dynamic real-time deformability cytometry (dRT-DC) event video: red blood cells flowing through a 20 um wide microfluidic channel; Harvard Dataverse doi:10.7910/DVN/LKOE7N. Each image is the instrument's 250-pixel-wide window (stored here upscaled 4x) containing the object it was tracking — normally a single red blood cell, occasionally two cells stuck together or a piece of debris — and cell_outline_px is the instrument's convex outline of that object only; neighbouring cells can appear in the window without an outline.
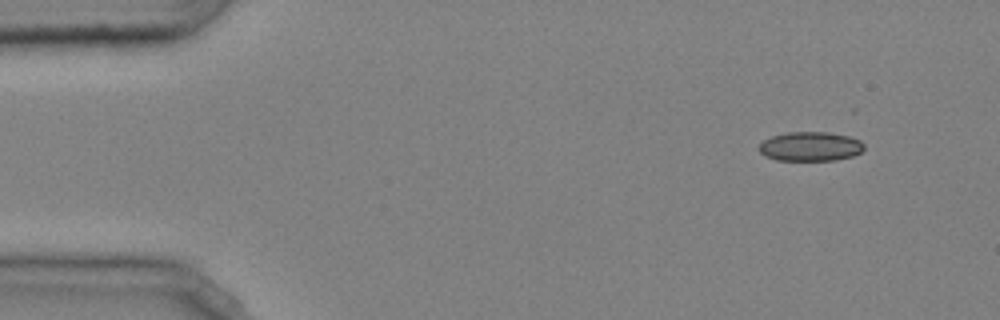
{"species": "common noctule bat (a hibernating species)", "species_latin": "Nyctalus noctula", "temperature_condition": "cold", "stored_images_in_passage": 44, "camera_frame_rate_fps": 3000, "um_per_image_px": 0.085, "animal": {"sex": "male", "body_mass_g": 20.4}, "frame": {"image": 1, "passage_image": 1, "time_ms": 0.0, "image_size_px": [1000, 320], "cell_outline_px": [[864, 148], [860, 152], [852, 156], [836, 160], [776, 160], [764, 156], [760, 152], [760, 144], [764, 140], [772, 136], [788, 132], [828, 132], [848, 136], [860, 140], [864, 144]], "centroid_in_image_um": [68.88, 12.45], "position_along_channel_um": 16.1, "area_um2": 17.86}}
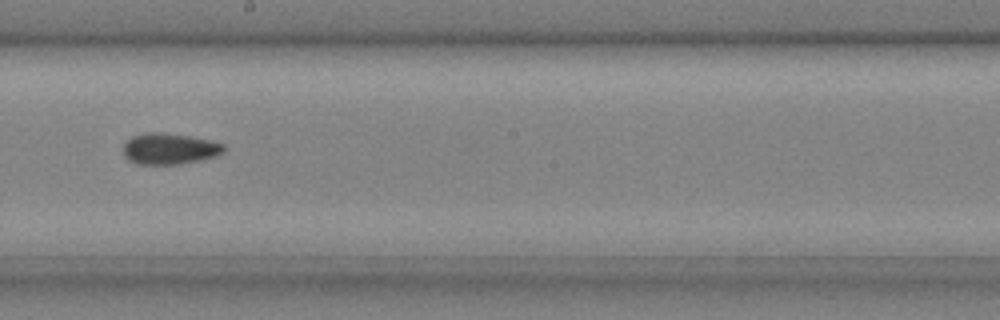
{"frame": {"image": 2, "passage_image": 24, "time_ms": 7.667, "image_size_px": [1000, 320], "cell_outline_px": [[224, 152], [216, 156], [200, 160], [180, 164], [136, 164], [128, 160], [124, 156], [124, 144], [132, 136], [144, 132], [160, 132], [188, 136], [212, 140], [224, 144]], "centroid_in_image_um": [14.4, 12.64], "position_along_channel_um": 233.8, "area_um2": 18.32}}
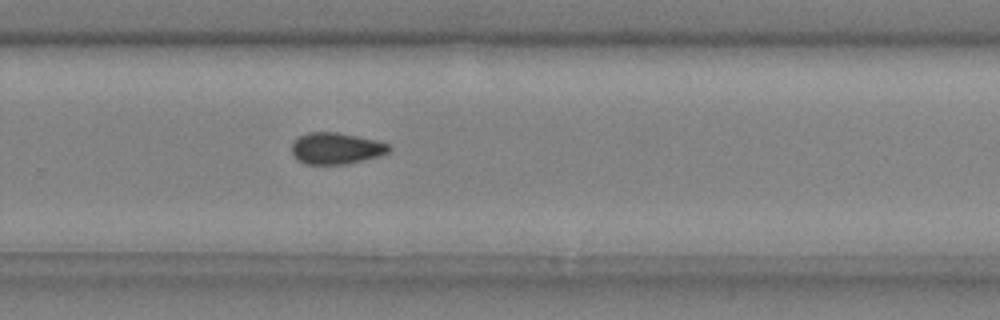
{"frame": {"image": 3, "passage_image": 29, "time_ms": 9.333, "image_size_px": [1000, 320], "cell_outline_px": [[392, 148], [388, 152], [380, 156], [364, 160], [344, 164], [304, 164], [292, 152], [292, 144], [300, 136], [308, 132], [336, 132], [376, 140], [388, 144]], "centroid_in_image_um": [28.6, 12.61], "position_along_channel_um": 301.2, "area_um2": 17.63}, "authors_computed_cell_mechanics": {"area_um2": 18.0336, "velocity_mm_per_s": 4.0533, "shape_relaxation_time_tau1_ms": null, "shape_relaxation_time_tau2_ms": 5.8955, "deformation_change_tau1": null, "deformation_change_tau2": 0.0986}}